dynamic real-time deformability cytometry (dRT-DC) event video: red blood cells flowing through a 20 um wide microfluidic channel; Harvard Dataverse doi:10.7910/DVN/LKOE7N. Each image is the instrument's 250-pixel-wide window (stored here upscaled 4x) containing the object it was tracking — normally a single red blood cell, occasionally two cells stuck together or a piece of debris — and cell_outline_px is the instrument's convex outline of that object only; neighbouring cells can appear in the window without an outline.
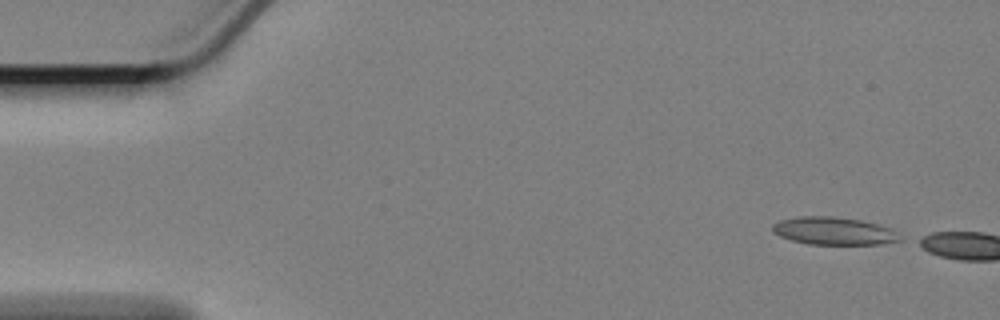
{"species": "Egyptian fruit bat (a non-hibernating species)", "species_latin": "Rousettus aegyptiacus", "temperature_condition": "cold", "stored_images_in_passage": 4, "camera_frame_rate_fps": 3000, "um_per_image_px": 0.085, "animal": {"sex": "female"}, "frame": {"image": 1, "passage_image": 1, "time_ms": 0.0, "image_size_px": [1000, 320], "cell_outline_px": [[900, 240], [880, 244], [808, 244], [792, 240], [780, 236], [772, 232], [772, 224], [780, 220], [800, 216], [836, 216], [860, 220], [880, 224], [892, 228], [896, 232]], "centroid_in_image_um": [70.85, 19.62], "position_along_channel_um": 14.1, "area_um2": 20.58}}